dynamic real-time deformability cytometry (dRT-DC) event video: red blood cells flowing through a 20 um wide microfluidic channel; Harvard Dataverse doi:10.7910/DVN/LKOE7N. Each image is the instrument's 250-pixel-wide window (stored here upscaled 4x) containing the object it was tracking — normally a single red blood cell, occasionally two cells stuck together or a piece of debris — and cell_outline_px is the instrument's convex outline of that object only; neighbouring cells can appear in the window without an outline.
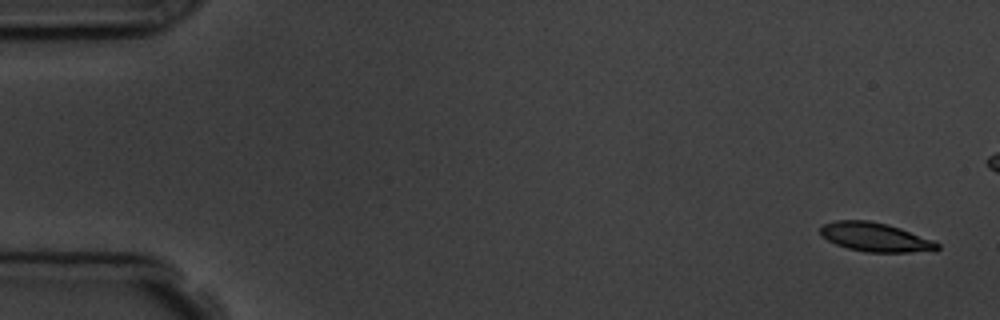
{"species": "common noctule bat (a hibernating species)", "species_latin": "Nyctalus noctula", "temperature_condition": "room temperature", "stored_images_in_passage": 6, "camera_frame_rate_fps": 3000, "um_per_image_px": 0.085, "animal": {"sex": "male", "body_mass_g": 19.5, "forearm_length_mm": 54.6}, "frame": {"image": 1, "passage_image": 1, "time_ms": 0.0, "image_size_px": [1000, 320], "cell_outline_px": [[940, 248], [936, 252], [868, 252], [848, 248], [836, 244], [820, 236], [820, 228], [824, 224], [836, 220], [868, 220], [888, 224], [900, 228], [932, 240], [940, 244]], "centroid_in_image_um": [74.43, 20.16], "position_along_channel_um": 10.6, "area_um2": 19.83}}